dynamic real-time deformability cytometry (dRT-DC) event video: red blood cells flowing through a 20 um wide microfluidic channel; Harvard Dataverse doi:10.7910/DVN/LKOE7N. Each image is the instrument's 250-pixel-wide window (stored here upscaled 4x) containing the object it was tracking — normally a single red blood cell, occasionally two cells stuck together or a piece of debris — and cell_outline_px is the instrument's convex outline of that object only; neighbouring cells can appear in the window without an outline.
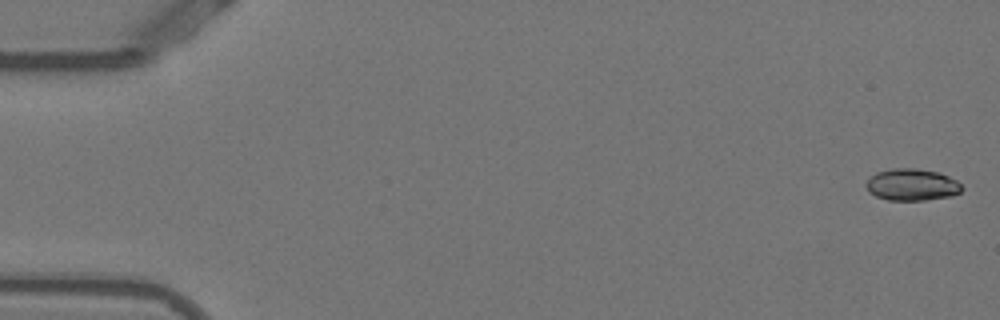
{"species": "Egyptian fruit bat (a non-hibernating species)", "species_latin": "Rousettus aegyptiacus", "temperature_condition": "warm", "stored_images_in_passage": 53, "camera_frame_rate_fps": 3000, "um_per_image_px": 0.085, "animal": {"sex": "female"}, "frame": {"image": 1, "passage_image": 1, "time_ms": 0.0, "image_size_px": [1000, 320], "cell_outline_px": [[964, 188], [960, 192], [952, 196], [924, 200], [888, 200], [876, 196], [868, 192], [864, 184], [876, 172], [892, 168], [916, 168], [940, 172], [956, 180]], "centroid_in_image_um": [77.51, 15.69], "position_along_channel_um": 7.5, "area_um2": 17.92}}
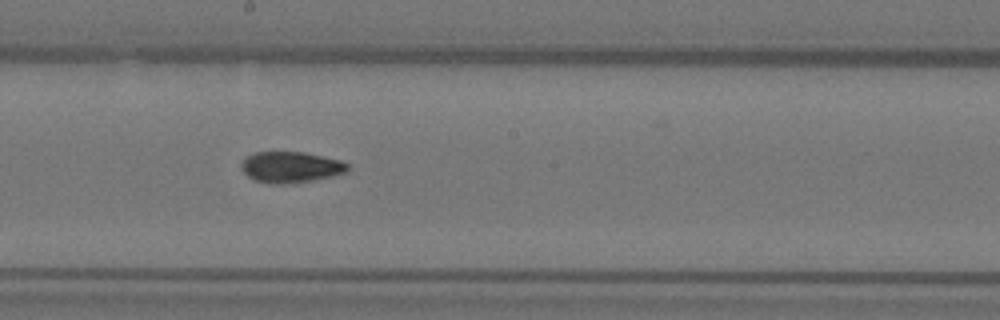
{"frame": {"image": 2, "passage_image": 29, "time_ms": 9.333, "image_size_px": [1000, 320], "cell_outline_px": [[348, 172], [332, 176], [312, 180], [284, 184], [268, 184], [252, 180], [240, 168], [240, 164], [244, 156], [256, 152], [304, 152], [340, 160], [348, 164]], "centroid_in_image_um": [24.66, 14.21], "position_along_channel_um": 223.5, "area_um2": 19.42}}
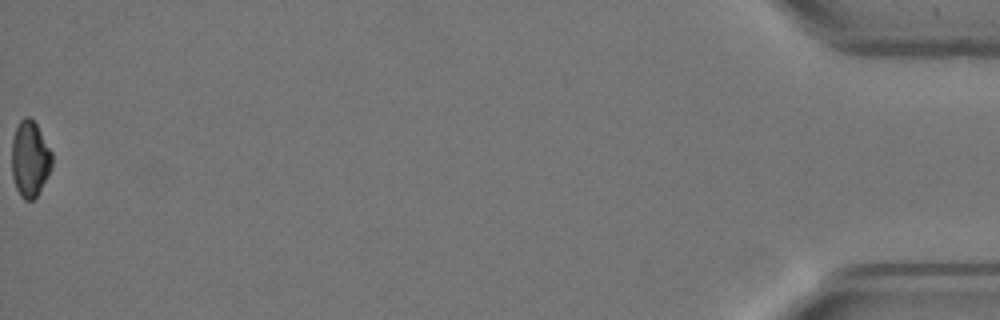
{"frame": {"image": 3, "passage_image": 53, "time_ms": 17.333, "image_size_px": [1000, 320], "cell_outline_px": [[52, 168], [48, 176], [36, 196], [32, 200], [24, 200], [20, 196], [16, 188], [12, 176], [12, 140], [16, 128], [20, 120], [24, 116], [28, 116], [36, 124], [52, 152]], "centroid_in_image_um": [2.54, 13.52], "position_along_channel_um": 432.7, "area_um2": 17.8}, "authors_computed_cell_mechanics": {"area_um2": 18.9584, "velocity_mm_per_s": 3.8747, "shape_relaxation_time_tau1_ms": 6.7075, "shape_relaxation_time_tau2_ms": 2.8804, "deformation_change_tau1": 0.1798, "deformation_change_tau2": 0.069}}